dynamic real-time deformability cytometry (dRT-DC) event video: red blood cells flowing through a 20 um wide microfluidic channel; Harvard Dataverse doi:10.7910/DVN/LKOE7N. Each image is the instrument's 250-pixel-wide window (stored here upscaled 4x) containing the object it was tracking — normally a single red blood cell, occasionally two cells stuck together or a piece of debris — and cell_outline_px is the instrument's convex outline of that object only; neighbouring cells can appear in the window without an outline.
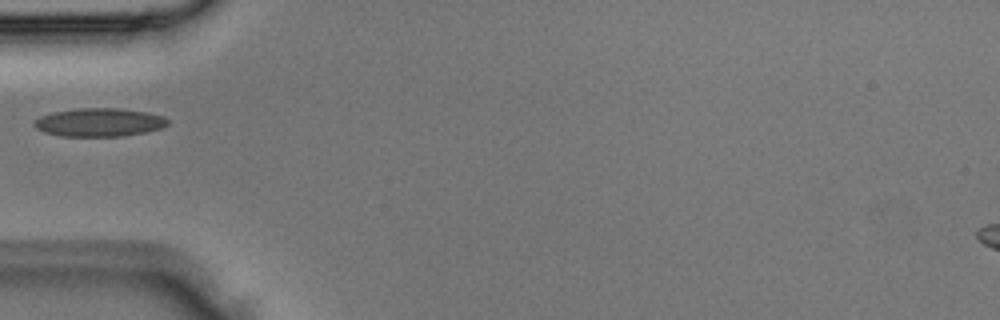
{"species": "Egyptian fruit bat (a non-hibernating species)", "species_latin": "Rousettus aegyptiacus", "temperature_condition": "room temperature", "stored_images_in_passage": 2, "camera_frame_rate_fps": 3000, "um_per_image_px": 0.085, "animal": {"sex": "male"}, "frame": {"image": 1, "passage_image": 2, "time_ms": 0.333, "image_size_px": [1000, 320], "cell_outline_px": [[168, 124], [164, 128], [124, 136], [60, 136], [44, 132], [36, 128], [32, 124], [40, 116], [52, 112], [76, 108], [116, 108], [148, 112], [164, 116], [168, 120]], "centroid_in_image_um": [8.44, 10.39], "position_along_channel_um": 76.6, "area_um2": 22.2}}